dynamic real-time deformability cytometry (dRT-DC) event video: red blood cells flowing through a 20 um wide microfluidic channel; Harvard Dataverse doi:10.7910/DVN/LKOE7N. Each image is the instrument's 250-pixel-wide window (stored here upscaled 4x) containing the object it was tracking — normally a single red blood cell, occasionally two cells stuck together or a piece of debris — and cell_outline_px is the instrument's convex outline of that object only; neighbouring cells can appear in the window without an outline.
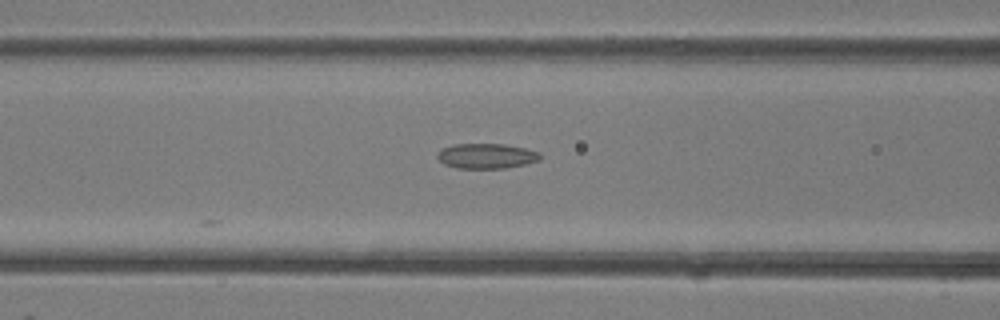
{"species": "common noctule bat (a hibernating species)", "species_latin": "Nyctalus noctula", "temperature_condition": "room temperature", "stored_images_in_passage": 17, "camera_frame_rate_fps": 3000, "um_per_image_px": 0.085, "animal": {"sex": "female"}, "frame": {"image": 1, "passage_image": 6, "time_ms": 1.667, "image_size_px": [1000, 320], "cell_outline_px": [[540, 160], [528, 164], [504, 168], [456, 168], [444, 164], [436, 156], [440, 148], [452, 144], [504, 144], [524, 148], [540, 152]], "centroid_in_image_um": [41.33, 13.26], "position_along_channel_um": 125.3, "area_um2": 15.14}}
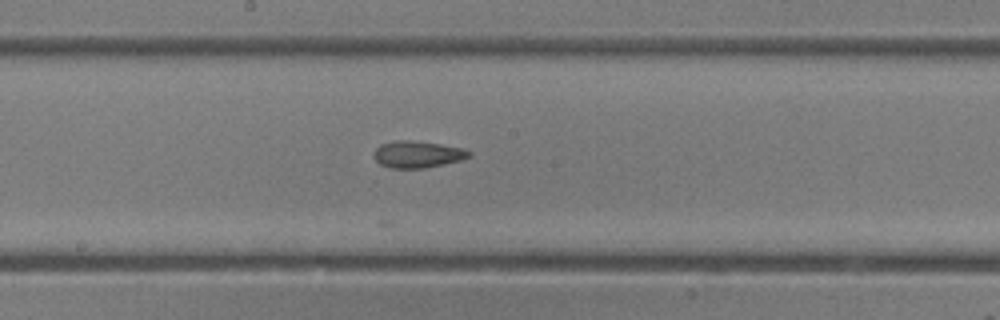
{"frame": {"image": 2, "passage_image": 11, "time_ms": 3.333, "image_size_px": [1000, 320], "cell_outline_px": [[472, 156], [460, 160], [424, 168], [392, 168], [380, 164], [372, 156], [376, 148], [380, 144], [396, 140], [408, 140], [440, 144], [460, 148], [472, 152]], "centroid_in_image_um": [35.46, 13.12], "position_along_channel_um": 212.7, "area_um2": 14.74}}
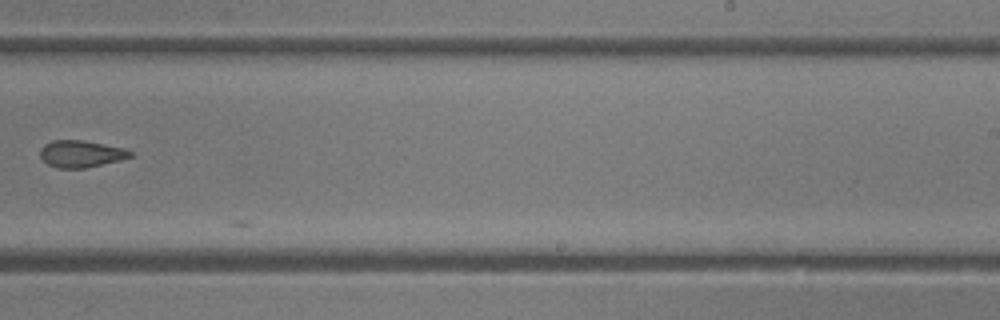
{"frame": {"image": 3, "passage_image": 15, "time_ms": 4.667, "image_size_px": [1000, 320], "cell_outline_px": [[132, 156], [120, 160], [84, 168], [56, 168], [48, 164], [40, 156], [40, 148], [44, 144], [52, 140], [84, 140], [124, 148], [132, 152]], "centroid_in_image_um": [6.86, 13.07], "position_along_channel_um": 282.1, "area_um2": 14.1}}